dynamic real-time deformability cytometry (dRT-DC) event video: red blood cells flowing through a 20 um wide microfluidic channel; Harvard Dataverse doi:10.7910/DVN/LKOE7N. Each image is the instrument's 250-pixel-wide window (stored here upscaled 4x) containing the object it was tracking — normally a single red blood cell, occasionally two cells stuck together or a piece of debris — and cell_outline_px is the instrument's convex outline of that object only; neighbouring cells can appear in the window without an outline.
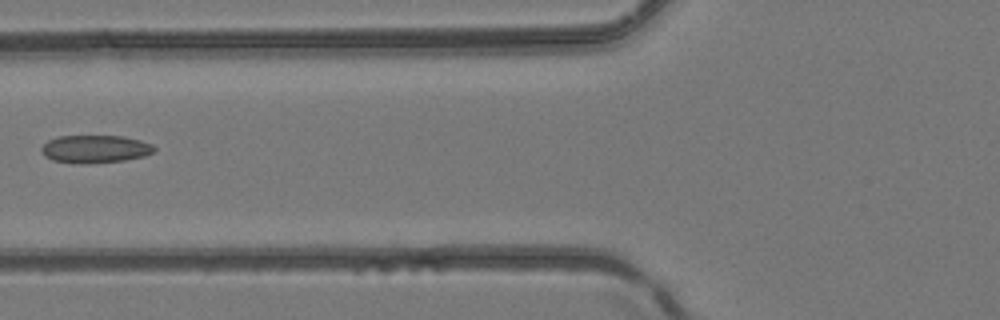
{"species": "common noctule bat (a hibernating species)", "species_latin": "Nyctalus noctula", "temperature_condition": "room temperature", "stored_images_in_passage": 5, "camera_frame_rate_fps": 3000, "um_per_image_px": 0.085, "animal": {"sex": "female", "body_mass_g": 24.6, "forearm_length_mm": 56.2}, "frame": {"image": 1, "passage_image": 5, "time_ms": 1.333, "image_size_px": [1000, 320], "cell_outline_px": [[156, 148], [152, 152], [144, 156], [124, 160], [88, 164], [52, 160], [44, 156], [40, 152], [40, 148], [48, 140], [60, 136], [124, 136], [140, 140], [152, 144]], "centroid_in_image_um": [8.07, 12.66], "position_along_channel_um": 117.7, "area_um2": 18.26}}